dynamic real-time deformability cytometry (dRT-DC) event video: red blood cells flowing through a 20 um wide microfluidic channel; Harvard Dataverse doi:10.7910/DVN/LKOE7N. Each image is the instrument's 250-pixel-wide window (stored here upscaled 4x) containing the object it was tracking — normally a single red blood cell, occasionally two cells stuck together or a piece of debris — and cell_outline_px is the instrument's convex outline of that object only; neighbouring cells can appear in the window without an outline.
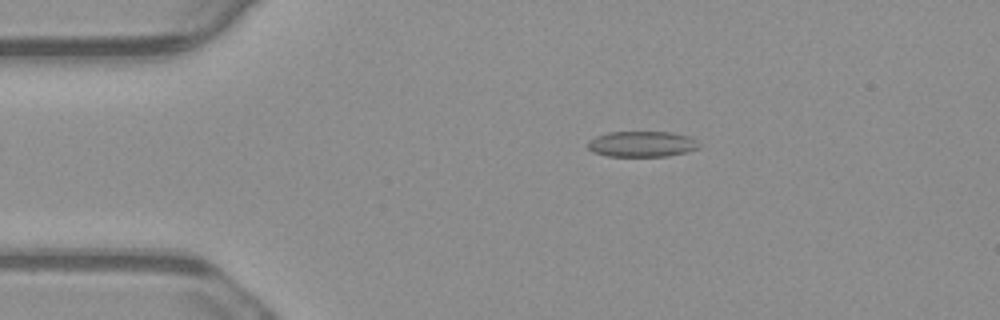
{"species": "common noctule bat (a hibernating species)", "species_latin": "Nyctalus noctula", "temperature_condition": "warm", "stored_images_in_passage": 4, "camera_frame_rate_fps": 3000, "um_per_image_px": 0.085, "animal": {"sex": "male", "body_mass_g": 23.1, "forearm_length_mm": 52.7}, "frame": {"image": 1, "passage_image": 3, "time_ms": 0.667, "image_size_px": [1000, 320], "cell_outline_px": [[700, 148], [688, 152], [668, 156], [608, 156], [592, 152], [588, 148], [588, 140], [596, 136], [608, 132], [672, 132], [688, 136], [696, 140]], "centroid_in_image_um": [54.56, 12.24], "position_along_channel_um": 30.4, "area_um2": 16.76}}